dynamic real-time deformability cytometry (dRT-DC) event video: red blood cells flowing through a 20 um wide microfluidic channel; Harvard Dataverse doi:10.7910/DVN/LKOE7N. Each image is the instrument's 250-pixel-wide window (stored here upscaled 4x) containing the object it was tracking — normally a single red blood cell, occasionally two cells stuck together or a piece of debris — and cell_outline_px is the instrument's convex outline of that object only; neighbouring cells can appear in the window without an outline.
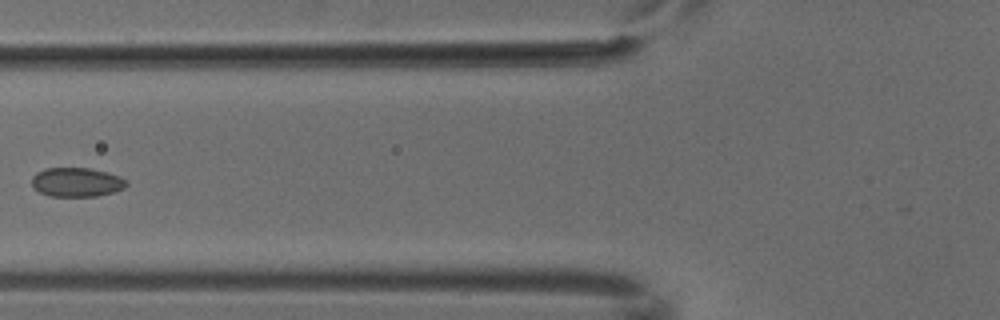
{"species": "common noctule bat (a hibernating species)", "species_latin": "Nyctalus noctula", "temperature_condition": "cold", "stored_images_in_passage": 5, "camera_frame_rate_fps": 3000, "um_per_image_px": 0.085, "animal": {"sex": "male", "body_mass_g": 18.8}, "frame": {"image": 1, "passage_image": 5, "time_ms": 1.333, "image_size_px": [1000, 320], "cell_outline_px": [[128, 184], [124, 188], [116, 192], [96, 196], [52, 196], [40, 192], [32, 188], [32, 176], [36, 172], [44, 168], [88, 168], [108, 172], [120, 176], [128, 180]], "centroid_in_image_um": [6.53, 15.48], "position_along_channel_um": 119.3, "area_um2": 16.3}}